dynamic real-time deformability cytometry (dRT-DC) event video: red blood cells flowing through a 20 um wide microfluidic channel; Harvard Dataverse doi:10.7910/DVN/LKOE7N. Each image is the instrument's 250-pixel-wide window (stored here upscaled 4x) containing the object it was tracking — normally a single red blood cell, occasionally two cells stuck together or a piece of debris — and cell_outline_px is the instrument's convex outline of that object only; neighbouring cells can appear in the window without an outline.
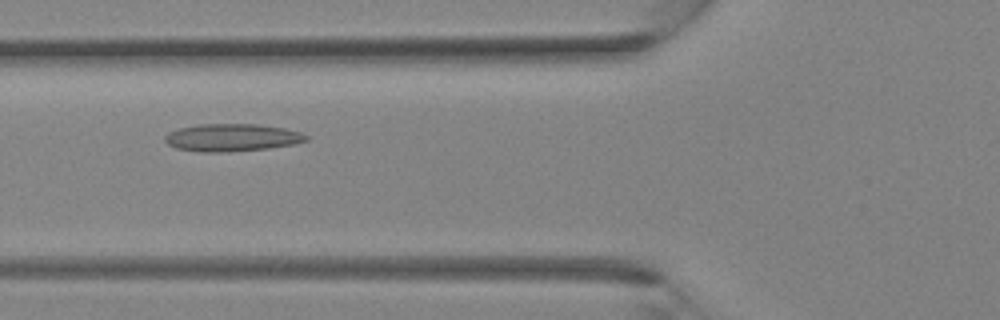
{"species": "Egyptian fruit bat (a non-hibernating species)", "species_latin": "Rousettus aegyptiacus", "temperature_condition": "room temperature", "stored_images_in_passage": 34, "camera_frame_rate_fps": 3000, "um_per_image_px": 0.085, "animal": {"sex": "female"}, "frame": {"image": 1, "passage_image": 12, "time_ms": 3.667, "image_size_px": [1000, 320], "cell_outline_px": [[308, 140], [296, 144], [268, 148], [228, 152], [200, 152], [176, 148], [168, 144], [164, 140], [164, 136], [168, 132], [180, 128], [200, 124], [256, 124], [284, 128], [300, 132], [308, 136]], "centroid_in_image_um": [19.71, 11.7], "position_along_channel_um": 106.1, "area_um2": 22.72}}
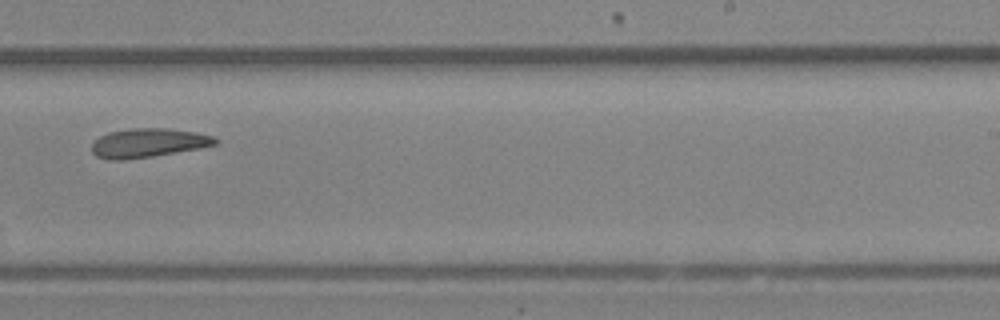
{"frame": {"image": 2, "passage_image": 21, "time_ms": 6.667, "image_size_px": [1000, 320], "cell_outline_px": [[220, 140], [216, 144], [200, 148], [152, 156], [124, 160], [108, 160], [96, 156], [92, 152], [92, 144], [100, 136], [108, 132], [132, 128], [168, 128], [192, 132], [212, 136]], "centroid_in_image_um": [12.57, 12.15], "position_along_channel_um": 276.4, "area_um2": 20.75}}
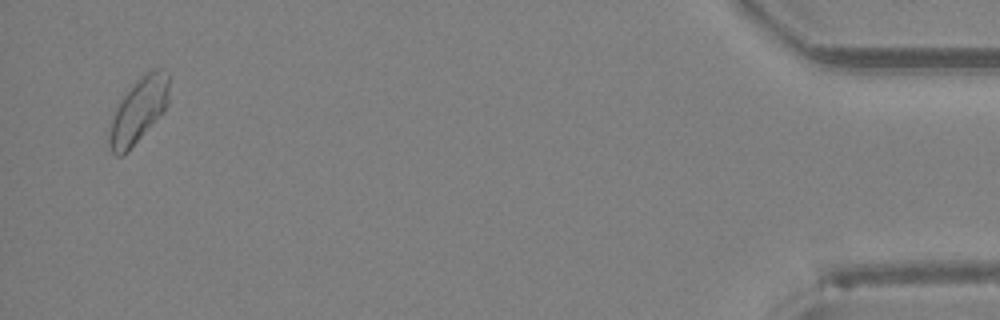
{"frame": {"image": 3, "passage_image": 33, "time_ms": 10.667, "image_size_px": [1000, 320], "cell_outline_px": [[168, 104], [164, 112], [128, 152], [120, 156], [116, 156], [112, 152], [108, 144], [108, 136], [116, 104], [132, 84], [144, 72], [152, 68], [160, 68], [168, 72]], "centroid_in_image_um": [11.77, 9.37], "position_along_channel_um": 423.4, "area_um2": 23.0}}